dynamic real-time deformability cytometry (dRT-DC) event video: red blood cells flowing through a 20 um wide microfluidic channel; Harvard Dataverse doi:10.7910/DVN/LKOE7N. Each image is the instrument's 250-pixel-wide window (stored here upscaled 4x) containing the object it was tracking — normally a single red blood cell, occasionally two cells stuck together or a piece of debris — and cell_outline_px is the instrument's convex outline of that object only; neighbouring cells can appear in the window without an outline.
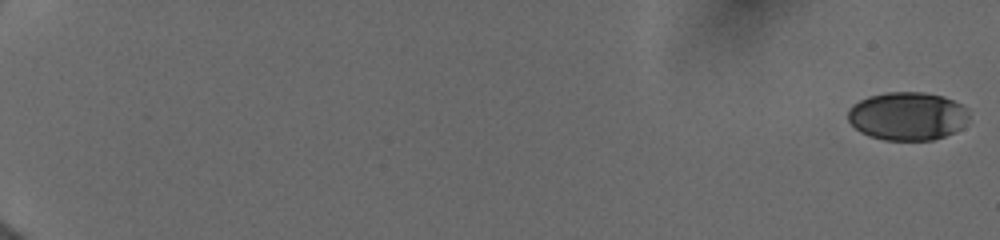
{"species": "human", "species_latin": "Homo sapiens", "temperature_condition": "cold", "stored_images_in_passage": 27, "camera_frame_rate_fps": 3000, "um_per_image_px": 0.085, "donor": {"sex": "female"}, "frame": {"image": 1, "passage_image": 1, "time_ms": 0.0, "image_size_px": [1000, 240], "cell_outline_px": [[968, 120], [960, 128], [944, 136], [932, 140], [884, 140], [868, 136], [860, 132], [848, 120], [848, 108], [852, 104], [868, 96], [888, 92], [924, 92], [944, 96], [968, 108]], "centroid_in_image_um": [77.11, 9.86], "position_along_channel_um": 7.9, "area_um2": 34.16}}
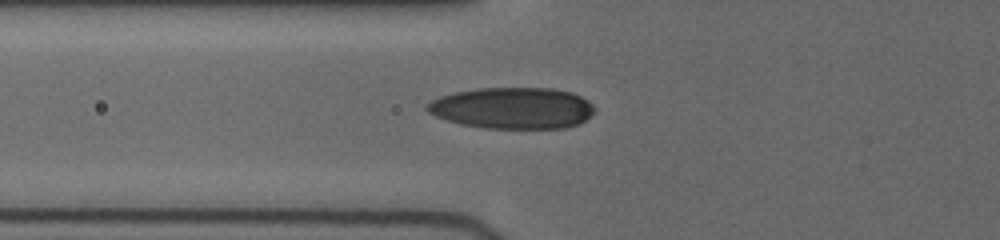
{"frame": {"image": 2, "passage_image": 23, "time_ms": 7.667, "image_size_px": [1000, 240], "cell_outline_px": [[596, 112], [580, 124], [564, 128], [484, 128], [460, 124], [436, 116], [428, 112], [424, 108], [432, 100], [440, 96], [456, 92], [476, 88], [552, 88], [572, 92], [588, 100], [596, 108]], "centroid_in_image_um": [43.6, 9.18], "position_along_channel_um": 82.2, "area_um2": 40.63}}
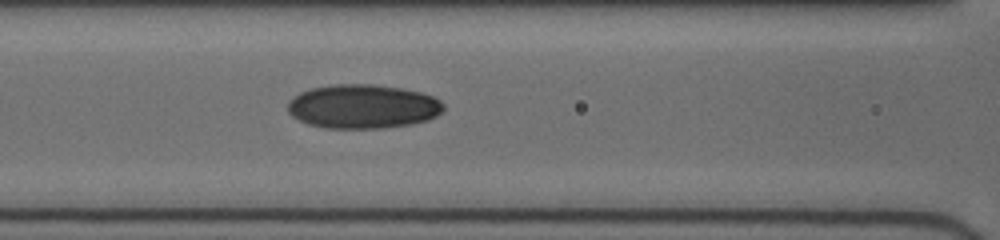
{"frame": {"image": 3, "passage_image": 27, "time_ms": 9.0, "image_size_px": [1000, 240], "cell_outline_px": [[444, 112], [428, 120], [412, 124], [384, 128], [324, 128], [308, 124], [292, 116], [288, 112], [288, 100], [300, 92], [312, 88], [332, 84], [372, 84], [400, 88], [420, 92], [432, 96], [440, 100], [444, 104]], "centroid_in_image_um": [30.85, 9.05], "position_along_channel_um": 135.7, "area_um2": 40.23}}